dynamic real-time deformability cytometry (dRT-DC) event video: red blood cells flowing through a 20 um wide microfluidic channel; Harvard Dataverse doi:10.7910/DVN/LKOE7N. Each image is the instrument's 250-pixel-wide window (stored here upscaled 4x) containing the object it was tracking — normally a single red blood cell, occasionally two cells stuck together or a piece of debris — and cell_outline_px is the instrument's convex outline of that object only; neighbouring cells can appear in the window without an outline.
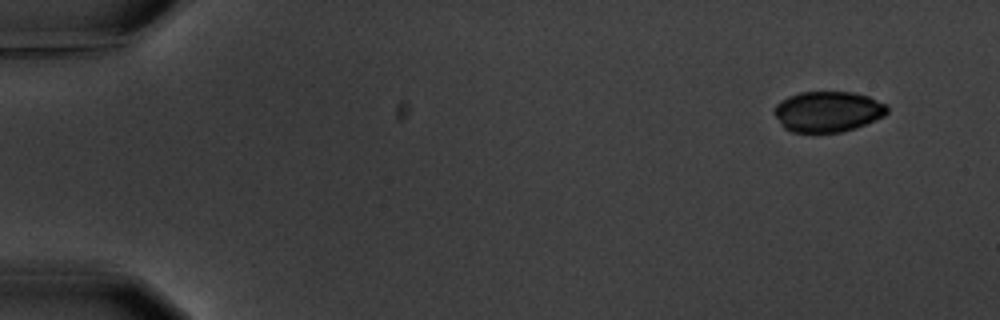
{"species": "common noctule bat (a hibernating species)", "species_latin": "Nyctalus noctula", "temperature_condition": "warm", "stored_images_in_passage": 7, "camera_frame_rate_fps": 3000, "um_per_image_px": 0.085, "animal": {"sex": "male", "body_mass_g": 20.1, "forearm_length_mm": 53.5}, "frame": {"image": 1, "passage_image": 1, "time_ms": 0.0, "image_size_px": [1000, 320], "cell_outline_px": [[888, 112], [884, 116], [856, 128], [840, 132], [792, 132], [784, 128], [780, 124], [772, 112], [776, 104], [780, 100], [788, 96], [800, 92], [852, 92], [868, 96], [888, 104]], "centroid_in_image_um": [70.35, 9.48], "position_along_channel_um": 14.7, "area_um2": 26.99}}